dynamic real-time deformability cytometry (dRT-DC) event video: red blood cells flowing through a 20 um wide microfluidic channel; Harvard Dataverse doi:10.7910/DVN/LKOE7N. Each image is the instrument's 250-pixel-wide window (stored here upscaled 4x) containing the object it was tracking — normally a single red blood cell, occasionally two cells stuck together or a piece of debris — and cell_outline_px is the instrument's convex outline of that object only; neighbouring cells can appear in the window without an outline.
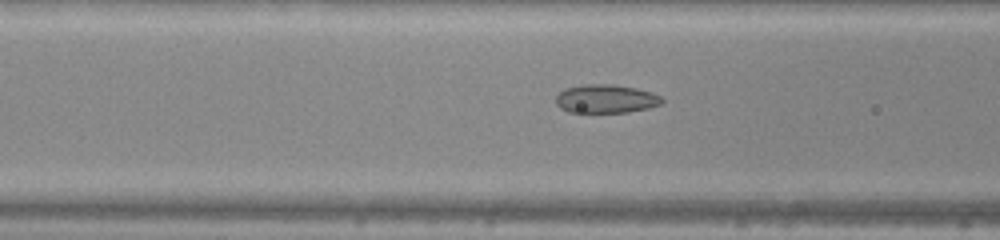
{"species": "common noctule bat (a hibernating species)", "species_latin": "Nyctalus noctula", "temperature_condition": "warm", "stored_images_in_passage": 49, "camera_frame_rate_fps": 3000, "um_per_image_px": 0.085, "animal": {"sex": "male", "body_mass_g": 20.0, "forearm_length_mm": 53.3}, "frame": {"image": 1, "passage_image": 21, "time_ms": 6.667, "image_size_px": [1000, 240], "cell_outline_px": [[664, 100], [660, 104], [648, 108], [628, 112], [568, 112], [560, 108], [556, 104], [556, 96], [564, 88], [584, 84], [612, 84], [636, 88], [660, 96]], "centroid_in_image_um": [51.46, 8.4], "position_along_channel_um": 115.1, "area_um2": 17.57}}
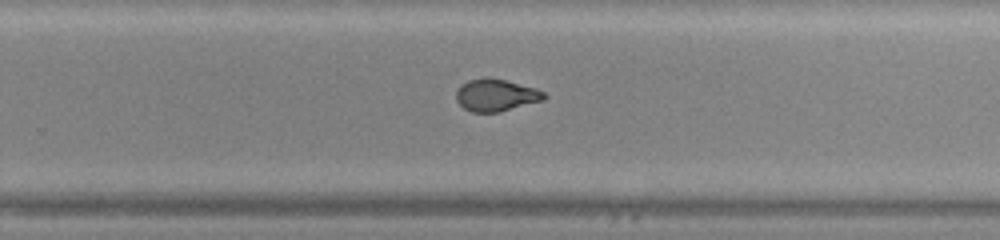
{"frame": {"image": 2, "passage_image": 33, "time_ms": 10.667, "image_size_px": [1000, 240], "cell_outline_px": [[548, 96], [544, 100], [500, 112], [472, 112], [464, 108], [456, 100], [456, 92], [468, 80], [484, 76], [488, 76], [536, 88], [544, 92]], "centroid_in_image_um": [42.18, 8.08], "position_along_channel_um": 287.6, "area_um2": 16.53}}
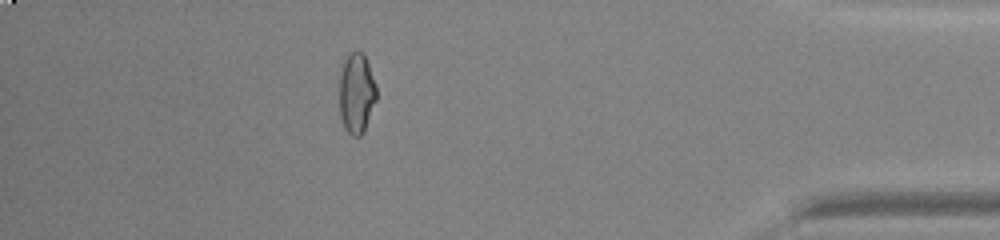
{"frame": {"image": 3, "passage_image": 44, "time_ms": 14.333, "image_size_px": [1000, 240], "cell_outline_px": [[376, 100], [364, 132], [360, 136], [352, 136], [344, 128], [340, 116], [340, 64], [352, 52], [364, 52], [376, 84]], "centroid_in_image_um": [30.3, 7.92], "position_along_channel_um": 404.9, "area_um2": 17.51}}